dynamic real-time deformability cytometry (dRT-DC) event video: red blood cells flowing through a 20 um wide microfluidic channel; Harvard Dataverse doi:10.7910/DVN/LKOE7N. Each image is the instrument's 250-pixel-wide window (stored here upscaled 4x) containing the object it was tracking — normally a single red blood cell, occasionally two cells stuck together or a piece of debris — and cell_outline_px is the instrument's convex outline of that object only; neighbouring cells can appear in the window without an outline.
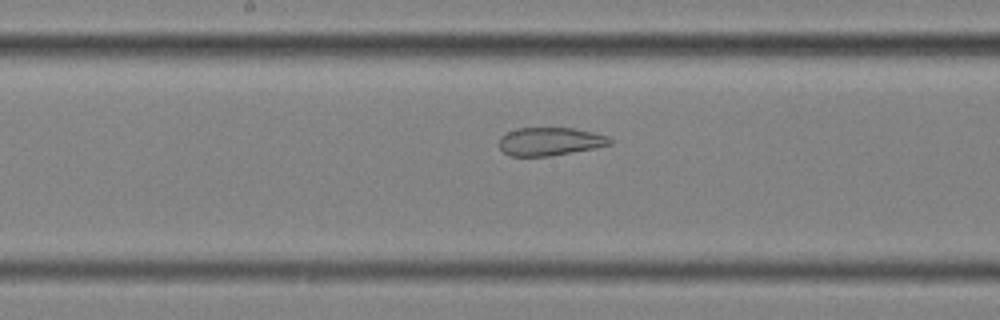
{"species": "common noctule bat (a hibernating species)", "species_latin": "Nyctalus noctula", "temperature_condition": "cold", "stored_images_in_passage": 38, "camera_frame_rate_fps": 3000, "um_per_image_px": 0.085, "animal": {"sex": "female", "body_mass_g": 25.1}, "frame": {"image": 1, "passage_image": 16, "time_ms": 5.0, "image_size_px": [1000, 320], "cell_outline_px": [[612, 144], [592, 148], [548, 156], [508, 156], [500, 148], [500, 136], [508, 132], [520, 128], [572, 128], [592, 132], [608, 136], [612, 140]], "centroid_in_image_um": [46.73, 12.02], "position_along_channel_um": 201.5, "area_um2": 17.92}}
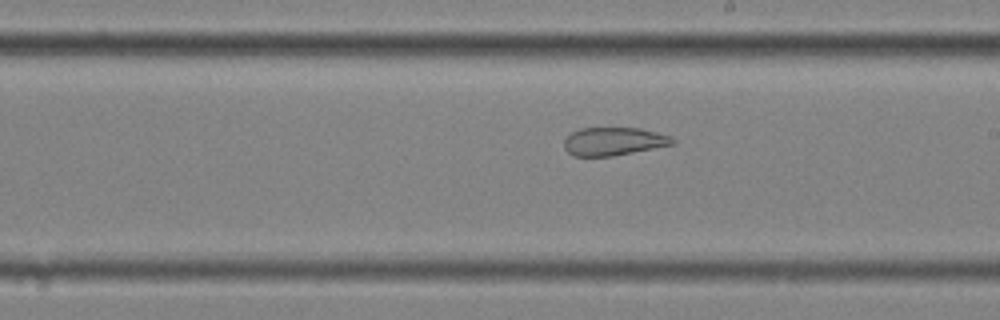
{"frame": {"image": 2, "passage_image": 19, "time_ms": 6.0, "image_size_px": [1000, 320], "cell_outline_px": [[676, 144], [612, 156], [572, 156], [564, 148], [564, 140], [572, 132], [580, 128], [640, 128], [672, 136], [676, 140]], "centroid_in_image_um": [52.19, 12.02], "position_along_channel_um": 236.8, "area_um2": 17.86}}
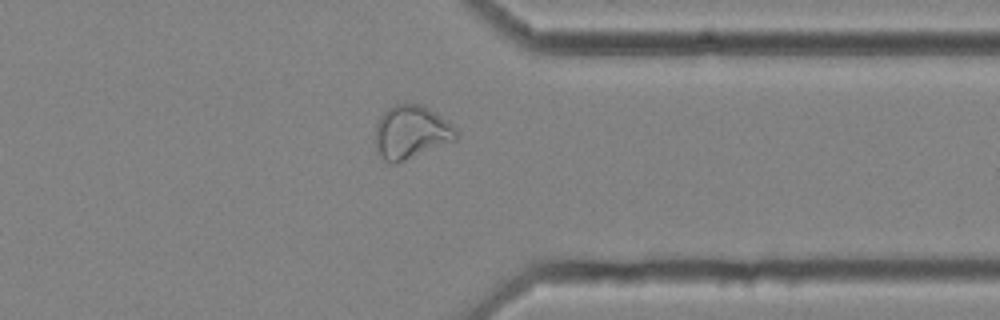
{"frame": {"image": 3, "passage_image": 31, "time_ms": 10.0, "image_size_px": [1000, 320], "cell_outline_px": [[460, 136], [456, 140], [396, 164], [392, 164], [384, 160], [376, 152], [376, 124], [380, 116], [388, 108], [396, 104], [424, 104], [448, 120], [460, 132]], "centroid_in_image_um": [34.98, 11.23], "position_along_channel_um": 376.4, "area_um2": 25.55}}